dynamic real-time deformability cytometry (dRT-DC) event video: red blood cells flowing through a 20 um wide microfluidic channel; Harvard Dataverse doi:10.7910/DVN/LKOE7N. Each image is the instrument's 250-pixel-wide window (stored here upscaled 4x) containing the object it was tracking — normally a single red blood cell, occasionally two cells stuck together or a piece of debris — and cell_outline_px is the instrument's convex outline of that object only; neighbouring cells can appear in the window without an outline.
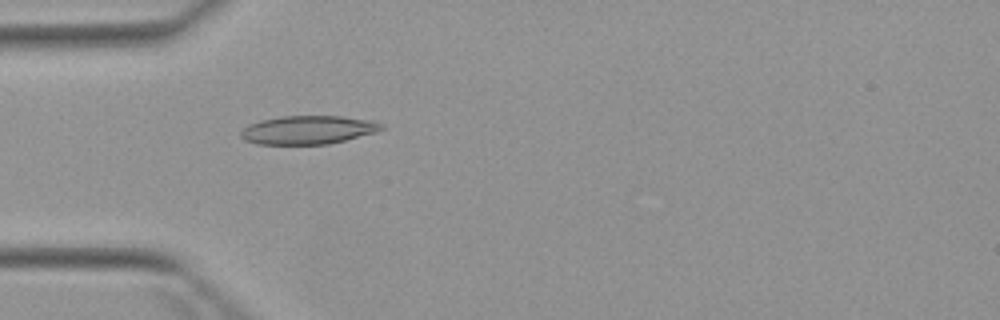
{"species": "Egyptian fruit bat (a non-hibernating species)", "species_latin": "Rousettus aegyptiacus", "temperature_condition": "warm", "stored_images_in_passage": 3, "camera_frame_rate_fps": 3000, "um_per_image_px": 0.085, "animal": {"sex": "female"}, "frame": {"image": 1, "passage_image": 3, "time_ms": 2.333, "image_size_px": [1000, 320], "cell_outline_px": [[384, 128], [376, 132], [328, 144], [256, 144], [244, 140], [240, 136], [240, 132], [248, 124], [260, 120], [284, 116], [340, 116], [372, 120], [384, 124]], "centroid_in_image_um": [26.17, 11.04], "position_along_channel_um": 58.8, "area_um2": 23.35}}